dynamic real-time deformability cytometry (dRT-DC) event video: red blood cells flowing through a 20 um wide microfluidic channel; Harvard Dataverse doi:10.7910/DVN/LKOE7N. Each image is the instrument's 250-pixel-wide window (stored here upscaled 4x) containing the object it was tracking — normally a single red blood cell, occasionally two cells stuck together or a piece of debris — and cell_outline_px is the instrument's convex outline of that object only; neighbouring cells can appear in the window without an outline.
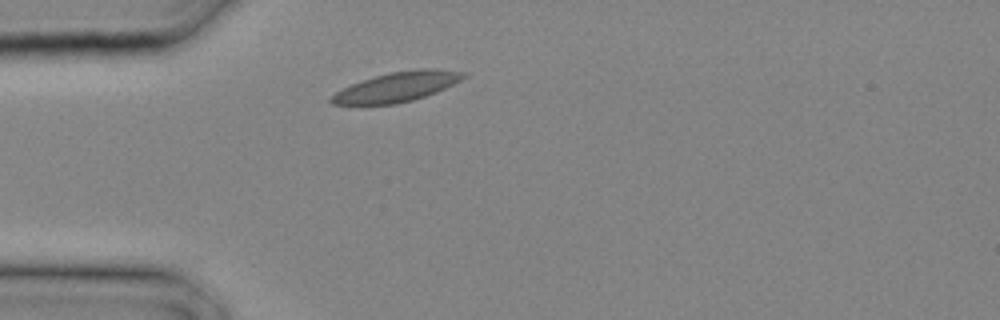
{"species": "common noctule bat (a hibernating species)", "species_latin": "Nyctalus noctula", "temperature_condition": "cold", "stored_images_in_passage": 9, "camera_frame_rate_fps": 3000, "um_per_image_px": 0.085, "animal": {"sex": "male", "body_mass_g": 20.4}, "frame": {"image": 1, "passage_image": 1, "time_ms": 0.0, "image_size_px": [1000, 320], "cell_outline_px": [[468, 76], [436, 92], [412, 100], [396, 104], [332, 104], [328, 100], [336, 92], [352, 84], [376, 76], [392, 72], [420, 68], [432, 68], [464, 72]], "centroid_in_image_um": [33.76, 7.38], "position_along_channel_um": 51.2, "area_um2": 22.37}}
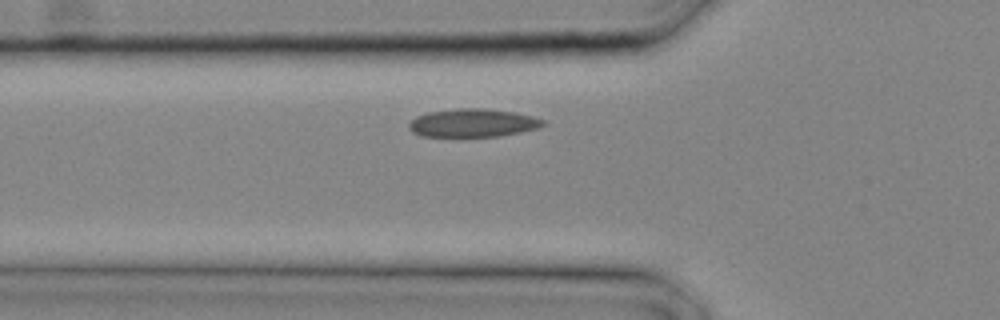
{"frame": {"image": 2, "passage_image": 3, "time_ms": 0.667, "image_size_px": [1000, 320], "cell_outline_px": [[548, 124], [536, 128], [520, 132], [500, 136], [424, 136], [412, 132], [408, 128], [408, 124], [416, 116], [428, 112], [456, 108], [484, 108], [516, 112], [532, 116], [544, 120]], "centroid_in_image_um": [40.2, 10.44], "position_along_channel_um": 85.6, "area_um2": 22.08}}